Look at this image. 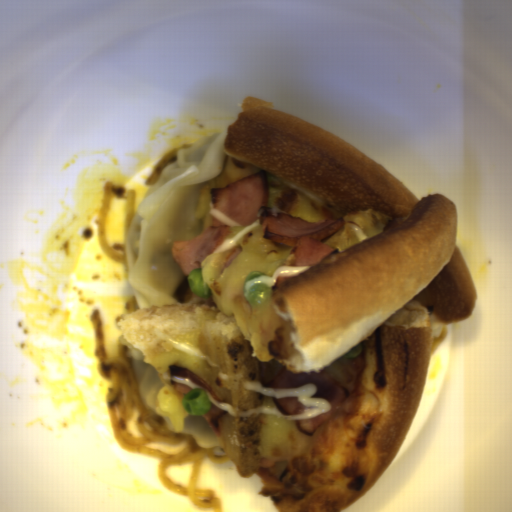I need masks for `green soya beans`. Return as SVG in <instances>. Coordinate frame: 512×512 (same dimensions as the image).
<instances>
[{
    "mask_svg": "<svg viewBox=\"0 0 512 512\" xmlns=\"http://www.w3.org/2000/svg\"><path fill=\"white\" fill-rule=\"evenodd\" d=\"M181 405L190 416H204L212 409L209 394L203 388H191L183 394Z\"/></svg>",
    "mask_w": 512,
    "mask_h": 512,
    "instance_id": "obj_1",
    "label": "green soya beans"
},
{
    "mask_svg": "<svg viewBox=\"0 0 512 512\" xmlns=\"http://www.w3.org/2000/svg\"><path fill=\"white\" fill-rule=\"evenodd\" d=\"M270 296V286L263 282H257L250 287L245 298L248 301L251 310L258 311L268 303Z\"/></svg>",
    "mask_w": 512,
    "mask_h": 512,
    "instance_id": "obj_2",
    "label": "green soya beans"
},
{
    "mask_svg": "<svg viewBox=\"0 0 512 512\" xmlns=\"http://www.w3.org/2000/svg\"><path fill=\"white\" fill-rule=\"evenodd\" d=\"M190 291L201 299H208L212 294L208 284L206 283L201 267H196L190 271L185 278Z\"/></svg>",
    "mask_w": 512,
    "mask_h": 512,
    "instance_id": "obj_3",
    "label": "green soya beans"
},
{
    "mask_svg": "<svg viewBox=\"0 0 512 512\" xmlns=\"http://www.w3.org/2000/svg\"><path fill=\"white\" fill-rule=\"evenodd\" d=\"M265 273H263L262 271H257V270H252L251 272H249L246 276H245V279H244V282L245 283H249L250 281H252L253 279H255L256 277L260 276V275H263Z\"/></svg>",
    "mask_w": 512,
    "mask_h": 512,
    "instance_id": "obj_4",
    "label": "green soya beans"
}]
</instances>
